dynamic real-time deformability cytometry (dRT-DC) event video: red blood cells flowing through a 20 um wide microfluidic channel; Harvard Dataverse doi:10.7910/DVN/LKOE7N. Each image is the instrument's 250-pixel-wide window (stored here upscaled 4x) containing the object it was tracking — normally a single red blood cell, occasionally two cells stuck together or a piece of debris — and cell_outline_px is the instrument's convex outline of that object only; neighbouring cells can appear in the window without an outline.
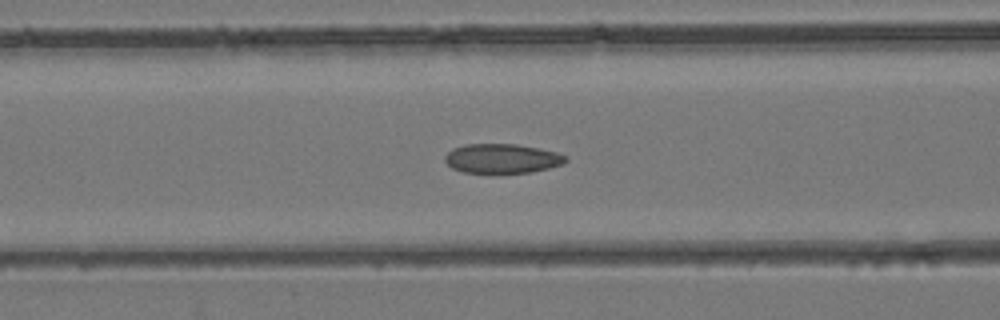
{"species": "common noctule bat (a hibernating species)", "species_latin": "Nyctalus noctula", "temperature_condition": "room temperature", "stored_images_in_passage": 44, "camera_frame_rate_fps": 3000, "um_per_image_px": 0.085, "animal": {"sex": "female", "body_mass_g": 24.6, "forearm_length_mm": 56.2}, "frame": {"image": 1, "passage_image": 18, "time_ms": 5.667, "image_size_px": [1000, 320], "cell_outline_px": [[568, 160], [564, 164], [532, 172], [464, 172], [452, 168], [444, 160], [444, 156], [452, 148], [464, 144], [516, 144], [556, 152], [568, 156]], "centroid_in_image_um": [42.68, 13.46], "position_along_channel_um": 123.9, "area_um2": 20.58}}
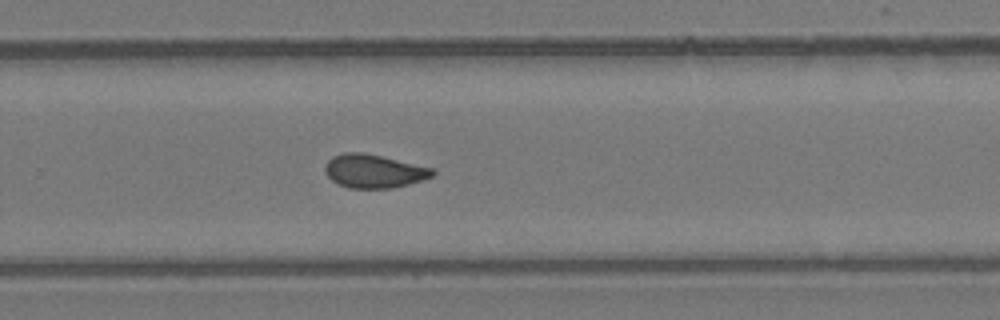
{"frame": {"image": 2, "passage_image": 29, "time_ms": 9.333, "image_size_px": [1000, 320], "cell_outline_px": [[436, 172], [432, 176], [408, 184], [392, 188], [348, 188], [336, 184], [324, 172], [324, 168], [328, 160], [332, 156], [344, 152], [364, 152], [432, 168]], "centroid_in_image_um": [31.72, 14.54], "position_along_channel_um": 298.1, "area_um2": 20.92}}
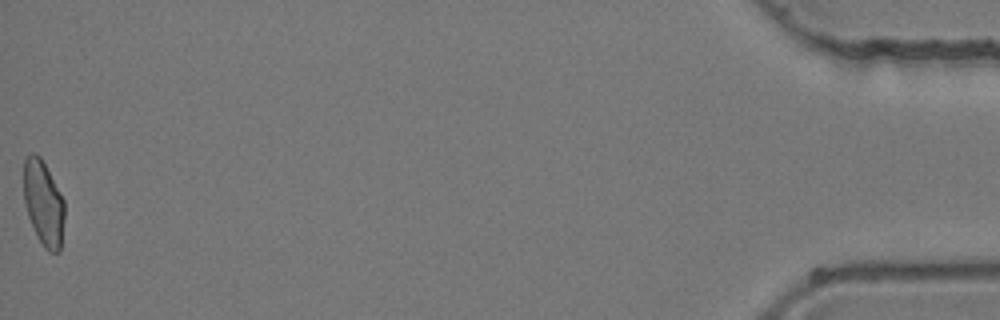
{"frame": {"image": 3, "passage_image": 44, "time_ms": 14.333, "image_size_px": [1000, 320], "cell_outline_px": [[64, 220], [60, 252], [48, 252], [44, 248], [28, 216], [24, 200], [24, 160], [32, 152], [36, 152], [40, 156], [64, 200]], "centroid_in_image_um": [3.7, 17.27], "position_along_channel_um": 431.5, "area_um2": 20.0}}